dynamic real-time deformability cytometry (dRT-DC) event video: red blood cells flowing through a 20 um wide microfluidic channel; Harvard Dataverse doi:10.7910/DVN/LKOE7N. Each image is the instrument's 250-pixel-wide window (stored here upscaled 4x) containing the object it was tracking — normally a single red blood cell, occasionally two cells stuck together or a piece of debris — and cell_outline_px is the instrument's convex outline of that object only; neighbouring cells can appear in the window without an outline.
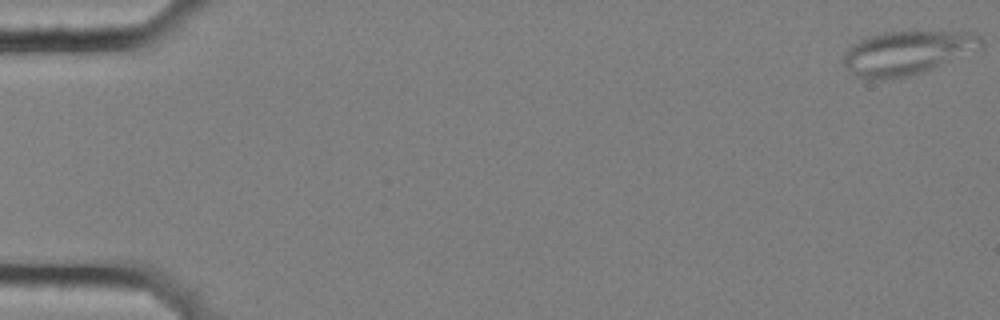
{"species": "common noctule bat (a hibernating species)", "species_latin": "Nyctalus noctula", "temperature_condition": "cold", "stored_images_in_passage": 10, "camera_frame_rate_fps": 3000, "um_per_image_px": 0.085, "animal": {"sex": "female", "body_mass_g": 25.1}, "frame": {"image": 1, "passage_image": 1, "time_ms": 0.0, "image_size_px": [1000, 320], "cell_outline_px": [[984, 44], [980, 48], [932, 68], [908, 76], [880, 80], [864, 80], [856, 76], [844, 64], [844, 56], [848, 48], [860, 40], [884, 32], [912, 28], [976, 32], [984, 40]], "centroid_in_image_um": [77.16, 4.42], "position_along_channel_um": 7.8, "area_um2": 35.95}}